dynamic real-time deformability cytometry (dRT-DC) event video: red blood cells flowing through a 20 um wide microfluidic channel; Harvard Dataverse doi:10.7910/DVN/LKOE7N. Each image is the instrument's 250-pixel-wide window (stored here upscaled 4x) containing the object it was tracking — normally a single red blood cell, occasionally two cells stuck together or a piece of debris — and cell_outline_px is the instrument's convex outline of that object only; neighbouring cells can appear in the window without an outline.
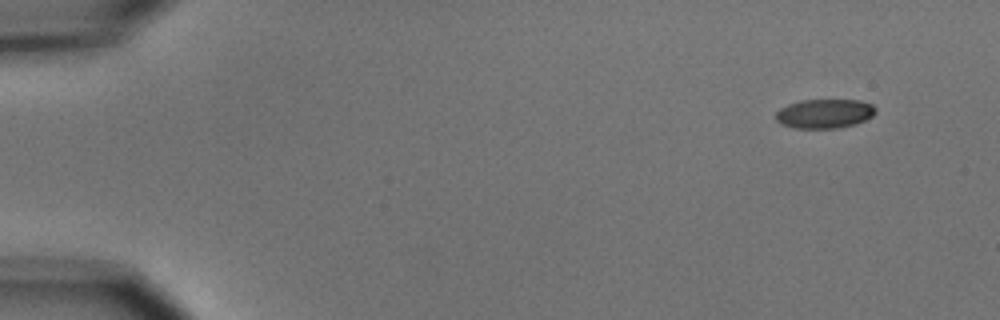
{"species": "common noctule bat (a hibernating species)", "species_latin": "Nyctalus noctula", "temperature_condition": "cold", "stored_images_in_passage": 4, "camera_frame_rate_fps": 3000, "um_per_image_px": 0.085, "animal": {"sex": "male", "body_mass_g": 15.6}, "frame": {"image": 1, "passage_image": 1, "time_ms": 0.0, "image_size_px": [1000, 320], "cell_outline_px": [[876, 112], [872, 116], [856, 124], [836, 128], [796, 128], [780, 124], [776, 120], [776, 112], [780, 108], [788, 104], [800, 100], [860, 100], [872, 104], [876, 108]], "centroid_in_image_um": [70.08, 9.65], "position_along_channel_um": 14.9, "area_um2": 17.05}}
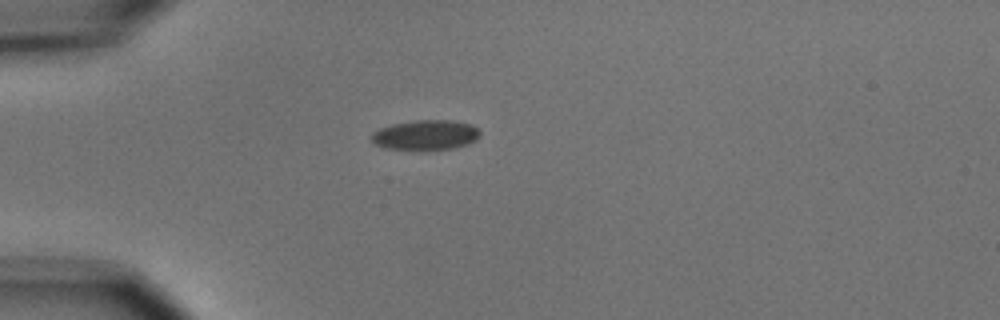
{"frame": {"image": 2, "passage_image": 4, "time_ms": 3.667, "image_size_px": [1000, 320], "cell_outline_px": [[480, 136], [476, 140], [468, 144], [452, 148], [384, 148], [376, 144], [372, 140], [372, 132], [380, 128], [392, 124], [416, 120], [452, 120], [472, 124], [480, 132]], "centroid_in_image_um": [36.21, 11.44], "position_along_channel_um": 48.8, "area_um2": 18.5}}